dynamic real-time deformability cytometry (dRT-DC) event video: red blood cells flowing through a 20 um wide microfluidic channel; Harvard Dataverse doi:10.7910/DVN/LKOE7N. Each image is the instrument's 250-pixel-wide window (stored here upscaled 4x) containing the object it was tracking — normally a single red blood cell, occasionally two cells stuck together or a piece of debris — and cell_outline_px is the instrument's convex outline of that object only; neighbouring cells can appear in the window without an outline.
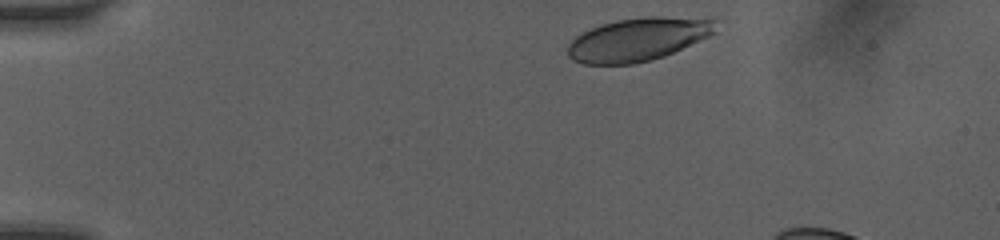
{"species": "human", "species_latin": "Homo sapiens", "temperature_condition": "room temperature", "stored_images_in_passage": 12, "camera_frame_rate_fps": 3000, "um_per_image_px": 0.085, "donor": {"sex": "female"}, "frame": {"image": 1, "passage_image": 1, "time_ms": 0.0, "image_size_px": [1000, 240], "cell_outline_px": [[716, 32], [708, 36], [664, 56], [652, 60], [632, 64], [584, 64], [572, 60], [568, 56], [568, 44], [576, 36], [600, 24], [616, 20], [644, 16], [660, 16], [716, 20]], "centroid_in_image_um": [54.19, 3.35], "position_along_channel_um": 30.8, "area_um2": 36.99}}
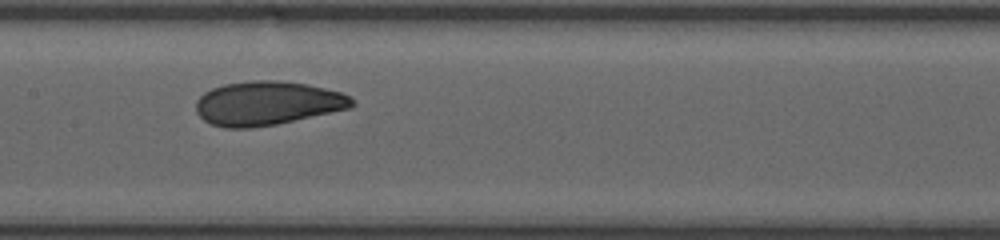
{"frame": {"image": 2, "passage_image": 8, "time_ms": 5.667, "image_size_px": [1000, 240], "cell_outline_px": [[356, 104], [352, 108], [276, 124], [248, 128], [224, 128], [212, 124], [204, 120], [196, 112], [196, 100], [204, 92], [212, 88], [224, 84], [252, 80], [276, 80], [308, 84], [340, 92], [352, 96]], "centroid_in_image_um": [22.74, 8.77], "position_along_channel_um": 184.7, "area_um2": 40.11}}
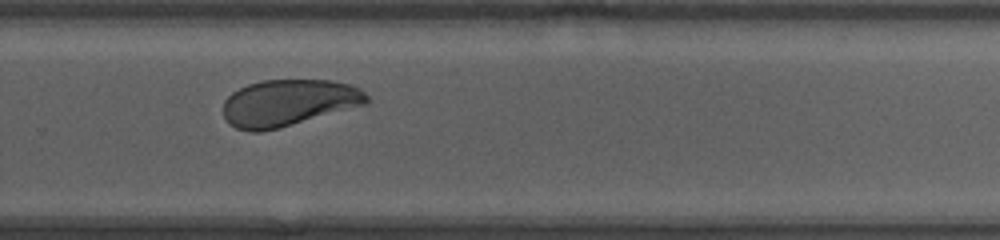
{"frame": {"image": 3, "passage_image": 11, "time_ms": 8.667, "image_size_px": [1000, 240], "cell_outline_px": [[368, 104], [280, 128], [260, 132], [252, 132], [236, 128], [228, 124], [224, 116], [224, 100], [232, 92], [248, 84], [260, 80], [332, 80], [352, 84], [360, 88], [368, 96]], "centroid_in_image_um": [24.53, 8.74], "position_along_channel_um": 305.3, "area_um2": 39.36}}